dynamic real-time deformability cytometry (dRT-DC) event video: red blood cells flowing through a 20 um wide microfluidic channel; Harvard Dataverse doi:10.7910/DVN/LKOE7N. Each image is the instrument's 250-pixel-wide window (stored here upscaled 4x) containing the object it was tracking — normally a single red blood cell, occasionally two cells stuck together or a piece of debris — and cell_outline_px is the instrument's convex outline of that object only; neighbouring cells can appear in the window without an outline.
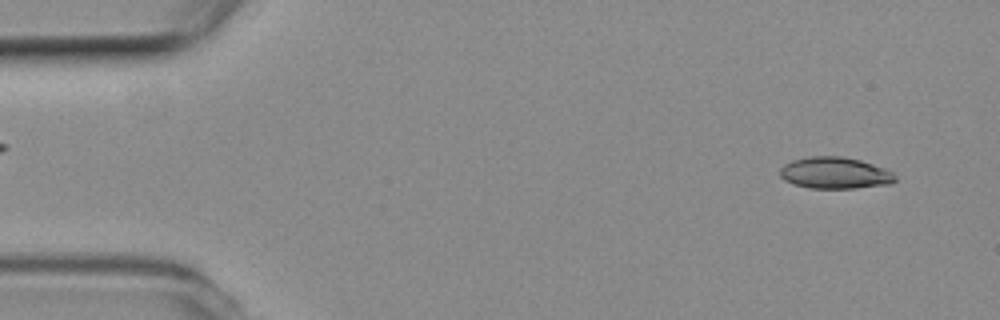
{"species": "common noctule bat (a hibernating species)", "species_latin": "Nyctalus noctula", "temperature_condition": "room temperature", "stored_images_in_passage": 51, "camera_frame_rate_fps": 3000, "um_per_image_px": 0.085, "animal": {"sex": "female", "body_mass_g": 19.3, "forearm_length_mm": 54.1}, "frame": {"image": 1, "passage_image": 1, "time_ms": 0.0, "image_size_px": [1000, 320], "cell_outline_px": [[896, 180], [888, 184], [856, 188], [808, 188], [784, 180], [780, 176], [780, 168], [784, 164], [792, 160], [808, 156], [840, 156], [860, 160], [884, 168], [892, 172], [896, 176]], "centroid_in_image_um": [70.95, 14.69], "position_along_channel_um": 14.1, "area_um2": 21.15}}
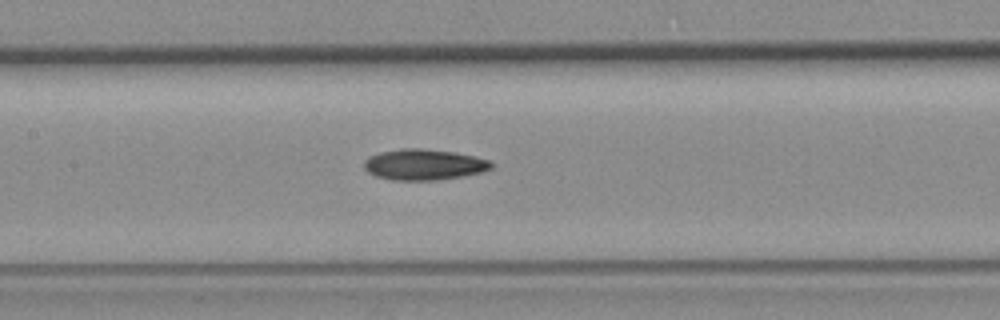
{"frame": {"image": 2, "passage_image": 22, "time_ms": 7.0, "image_size_px": [1000, 320], "cell_outline_px": [[492, 168], [480, 172], [464, 176], [436, 180], [392, 180], [376, 176], [368, 172], [364, 168], [364, 160], [368, 156], [380, 152], [404, 148], [420, 148], [452, 152], [472, 156], [488, 160], [492, 164]], "centroid_in_image_um": [35.98, 13.99], "position_along_channel_um": 171.4, "area_um2": 22.72}}
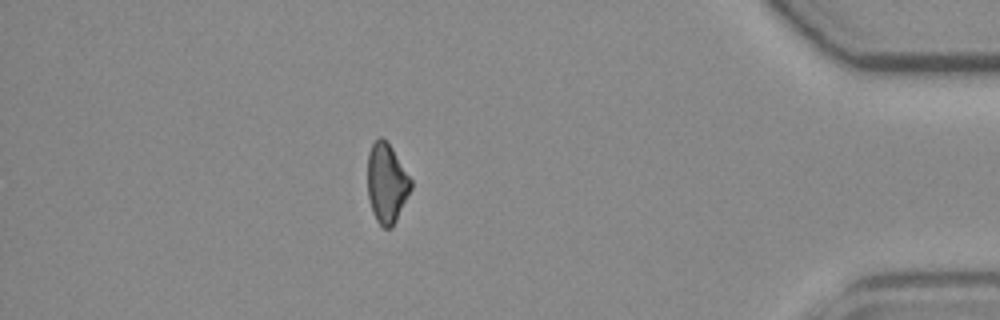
{"frame": {"image": 3, "passage_image": 44, "time_ms": 14.333, "image_size_px": [1000, 320], "cell_outline_px": [[412, 188], [392, 228], [384, 228], [376, 220], [372, 212], [368, 196], [368, 152], [372, 144], [380, 136], [392, 148], [412, 180]], "centroid_in_image_um": [32.87, 15.59], "position_along_channel_um": 402.3, "area_um2": 19.94}}